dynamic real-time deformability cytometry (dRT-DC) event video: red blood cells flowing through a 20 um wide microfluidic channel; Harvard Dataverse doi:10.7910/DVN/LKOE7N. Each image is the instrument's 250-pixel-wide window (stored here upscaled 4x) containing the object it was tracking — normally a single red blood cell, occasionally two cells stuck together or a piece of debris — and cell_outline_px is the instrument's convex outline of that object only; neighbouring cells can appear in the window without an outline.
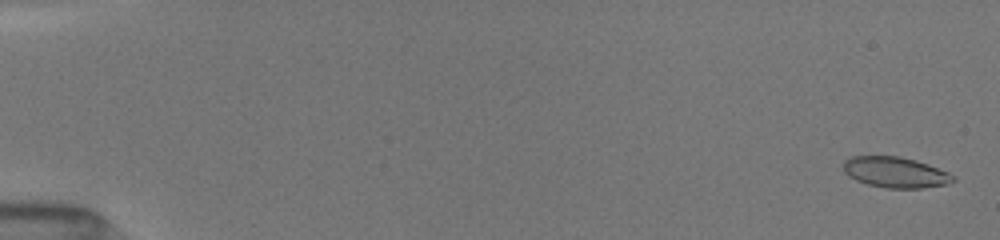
{"species": "common noctule bat (a hibernating species)", "species_latin": "Nyctalus noctula", "temperature_condition": "room temperature", "stored_images_in_passage": 19, "camera_frame_rate_fps": 3000, "um_per_image_px": 0.085, "animal": {"sex": "female", "body_mass_g": 19.5, "forearm_length_mm": 54.1}, "frame": {"image": 1, "passage_image": 1, "time_ms": 0.0, "image_size_px": [1000, 240], "cell_outline_px": [[956, 180], [948, 184], [920, 188], [884, 188], [868, 184], [856, 180], [848, 176], [844, 172], [844, 160], [852, 156], [900, 156], [916, 160], [928, 164], [948, 172], [956, 176]], "centroid_in_image_um": [76.12, 14.64], "position_along_channel_um": 8.9, "area_um2": 19.77}}
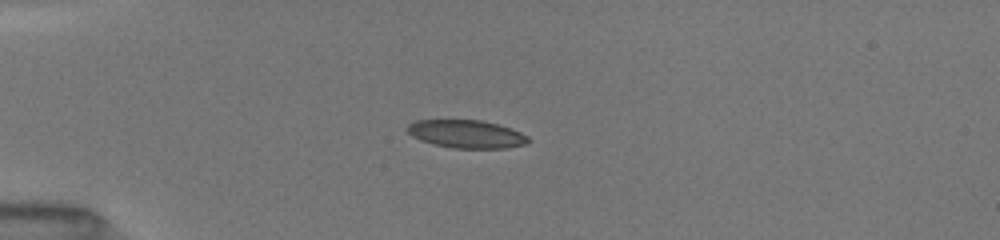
{"frame": {"image": 2, "passage_image": 10, "time_ms": 4.333, "image_size_px": [1000, 240], "cell_outline_px": [[532, 140], [528, 144], [508, 148], [452, 148], [420, 140], [412, 136], [408, 132], [408, 124], [416, 120], [480, 120], [512, 128], [528, 136]], "centroid_in_image_um": [39.7, 11.4], "position_along_channel_um": 45.3, "area_um2": 19.77}}
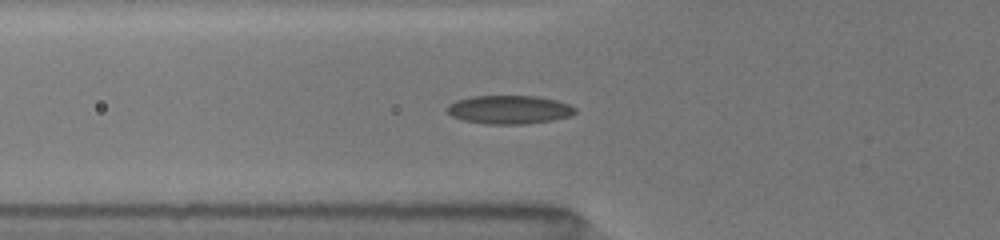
{"frame": {"image": 3, "passage_image": 15, "time_ms": 6.0, "image_size_px": [1000, 240], "cell_outline_px": [[576, 112], [572, 116], [552, 120], [524, 124], [484, 124], [464, 120], [452, 116], [448, 112], [448, 104], [456, 100], [472, 96], [536, 96], [556, 100], [568, 104], [576, 108]], "centroid_in_image_um": [43.3, 9.32], "position_along_channel_um": 82.5, "area_um2": 21.27}}